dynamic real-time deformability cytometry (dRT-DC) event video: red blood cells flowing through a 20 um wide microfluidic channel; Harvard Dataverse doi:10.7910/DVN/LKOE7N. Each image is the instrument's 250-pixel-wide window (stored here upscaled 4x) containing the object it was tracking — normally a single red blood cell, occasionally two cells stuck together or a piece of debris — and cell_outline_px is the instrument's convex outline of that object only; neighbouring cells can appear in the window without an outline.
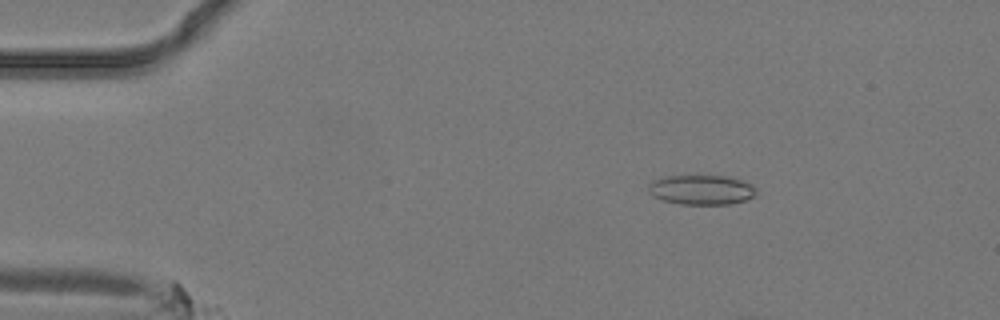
{"species": "common noctule bat (a hibernating species)", "species_latin": "Nyctalus noctula", "temperature_condition": "warm", "stored_images_in_passage": 21, "camera_frame_rate_fps": 3000, "um_per_image_px": 0.085, "animal": {"sex": "male", "body_mass_g": 19.2, "forearm_length_mm": 51.8}, "frame": {"image": 1, "passage_image": 5, "time_ms": 1.333, "image_size_px": [1000, 320], "cell_outline_px": [[756, 192], [752, 196], [744, 200], [728, 204], [680, 204], [664, 200], [652, 196], [648, 192], [648, 184], [652, 180], [664, 176], [724, 176], [740, 180], [752, 184], [756, 188]], "centroid_in_image_um": [59.57, 16.13], "position_along_channel_um": 25.4, "area_um2": 18.55}}
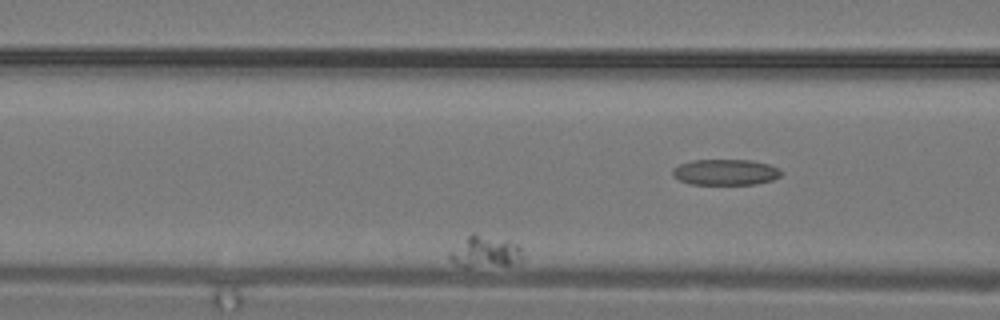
{"frame": {"image": 2, "passage_image": 11, "time_ms": 3.333, "image_size_px": [1000, 320], "cell_outline_px": [[524, 260], [512, 264], [468, 268], [464, 268], [456, 264], [448, 256], [448, 252], [472, 232], [476, 232], [508, 240], [520, 244], [524, 256]], "centroid_in_image_um": [41.27, 21.39], "position_along_channel_um": 125.3, "area_um2": 13.99}}
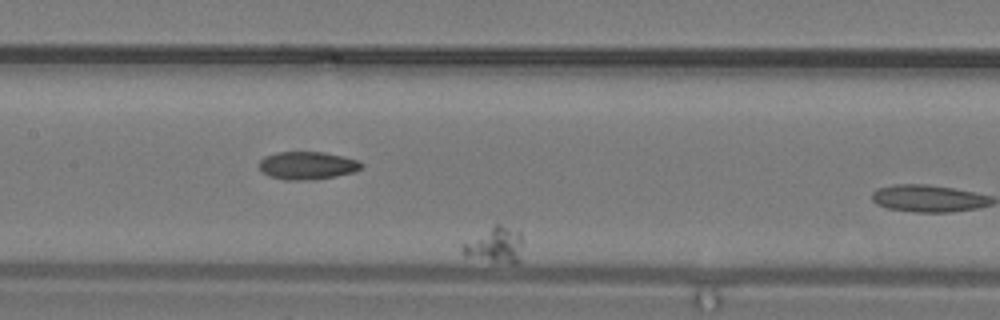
{"frame": {"image": 3, "passage_image": 14, "time_ms": 4.333, "image_size_px": [1000, 320], "cell_outline_px": [[520, 260], [516, 264], [512, 264], [464, 256], [460, 248], [464, 244], [496, 224], [500, 224], [520, 232]], "centroid_in_image_um": [42.09, 20.86], "position_along_channel_um": 165.3, "area_um2": 12.02}}